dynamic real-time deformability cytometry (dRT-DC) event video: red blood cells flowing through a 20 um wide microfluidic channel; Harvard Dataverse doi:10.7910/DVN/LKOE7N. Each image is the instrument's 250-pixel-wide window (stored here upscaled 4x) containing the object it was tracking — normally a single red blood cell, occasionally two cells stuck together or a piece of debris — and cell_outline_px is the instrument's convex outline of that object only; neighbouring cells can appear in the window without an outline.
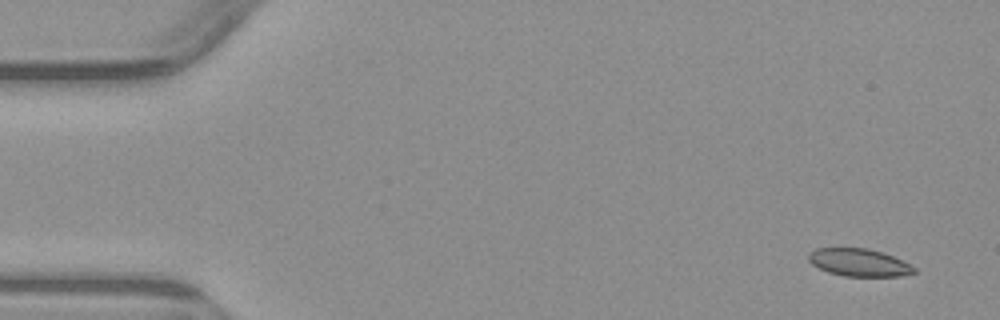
{"species": "common noctule bat (a hibernating species)", "species_latin": "Nyctalus noctula", "temperature_condition": "warm", "stored_images_in_passage": 3, "camera_frame_rate_fps": 3000, "um_per_image_px": 0.085, "animal": {"sex": "male", "body_mass_g": 23.1, "forearm_length_mm": 52.7}, "frame": {"image": 1, "passage_image": 1, "time_ms": 0.0, "image_size_px": [1000, 320], "cell_outline_px": [[916, 272], [900, 276], [844, 276], [828, 272], [812, 264], [808, 260], [808, 252], [816, 248], [868, 248], [892, 256], [916, 268]], "centroid_in_image_um": [72.97, 22.31], "position_along_channel_um": 12.0, "area_um2": 16.82}}